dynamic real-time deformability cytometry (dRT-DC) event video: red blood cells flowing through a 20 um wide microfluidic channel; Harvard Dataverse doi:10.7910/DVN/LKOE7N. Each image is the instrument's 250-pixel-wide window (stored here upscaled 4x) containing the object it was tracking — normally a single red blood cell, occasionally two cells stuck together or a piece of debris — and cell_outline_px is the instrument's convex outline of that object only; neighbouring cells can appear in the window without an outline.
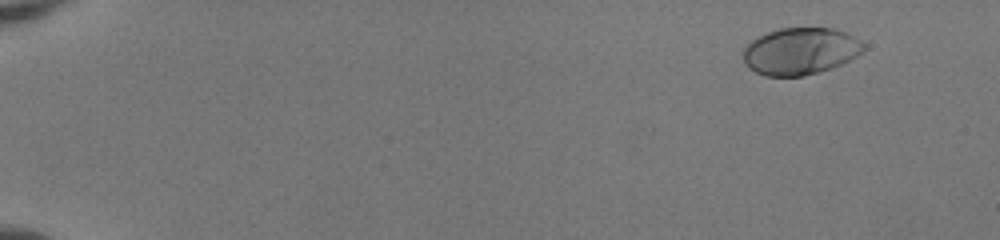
{"species": "human", "species_latin": "Homo sapiens", "temperature_condition": "room temperature", "stored_images_in_passage": 55, "camera_frame_rate_fps": 3000, "um_per_image_px": 0.085, "donor": {"sex": "female"}, "frame": {"image": 1, "passage_image": 6, "time_ms": 1.667, "image_size_px": [1000, 240], "cell_outline_px": [[864, 52], [832, 68], [804, 76], [764, 76], [748, 68], [744, 64], [744, 48], [752, 40], [768, 32], [780, 28], [836, 28], [860, 40], [864, 44]], "centroid_in_image_um": [68.03, 4.36], "position_along_channel_um": 17.0, "area_um2": 32.89}}
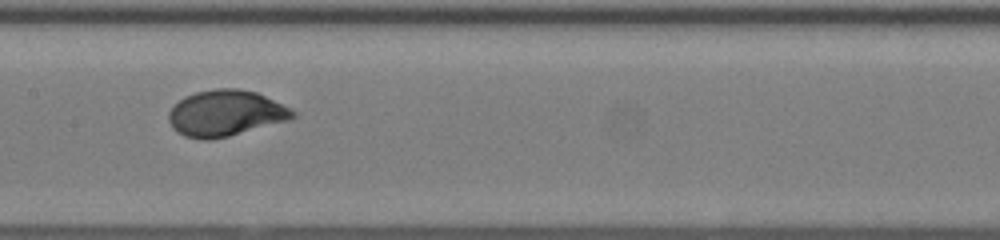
{"frame": {"image": 2, "passage_image": 31, "time_ms": 10.0, "image_size_px": [1000, 240], "cell_outline_px": [[296, 116], [292, 120], [212, 140], [200, 140], [184, 136], [176, 132], [172, 128], [168, 120], [168, 112], [184, 96], [196, 92], [216, 88], [236, 88], [256, 92], [296, 112]], "centroid_in_image_um": [19.15, 9.64], "position_along_channel_um": 188.3, "area_um2": 33.35}}
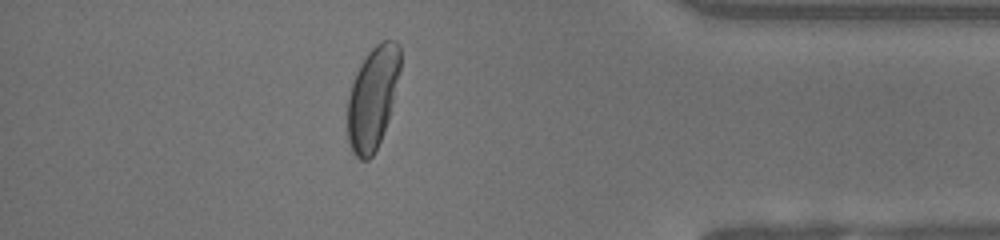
{"frame": {"image": 3, "passage_image": 49, "time_ms": 16.0, "image_size_px": [1000, 240], "cell_outline_px": [[400, 68], [388, 120], [380, 140], [372, 156], [368, 160], [360, 160], [352, 152], [348, 140], [348, 96], [356, 72], [360, 64], [368, 52], [380, 40], [396, 40], [400, 48]], "centroid_in_image_um": [31.67, 8.29], "position_along_channel_um": 403.5, "area_um2": 31.21}, "authors_computed_cell_mechanics": {"area_um2": 32.7148, "velocity_mm_per_s": 3.9865, "shape_relaxation_time_tau1_ms": 2.2256, "shape_relaxation_time_tau2_ms": null, "deformation_change_tau1": 0.1614, "deformation_change_tau2": null}}